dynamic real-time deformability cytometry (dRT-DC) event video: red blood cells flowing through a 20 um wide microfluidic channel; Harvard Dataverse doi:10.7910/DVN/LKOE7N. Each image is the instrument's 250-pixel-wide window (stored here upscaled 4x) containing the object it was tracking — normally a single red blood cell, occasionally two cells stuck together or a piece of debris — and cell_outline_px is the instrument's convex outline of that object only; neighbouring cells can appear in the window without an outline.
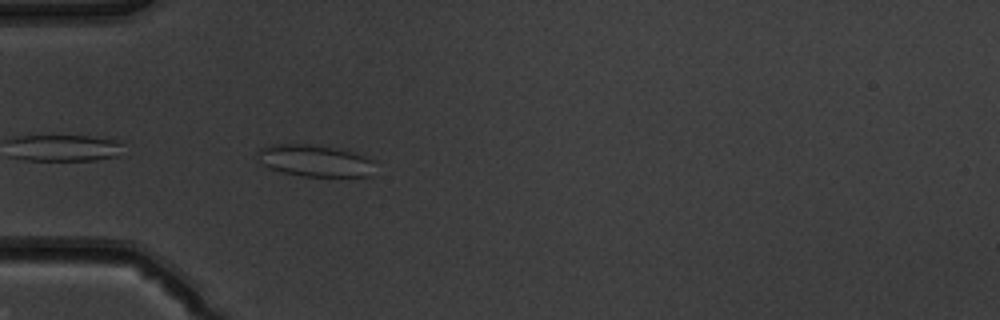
{"species": "common noctule bat (a hibernating species)", "species_latin": "Nyctalus noctula", "temperature_condition": "warm", "stored_images_in_passage": 13, "camera_frame_rate_fps": 3000, "um_per_image_px": 0.085, "animal": {"sex": "male", "body_mass_g": 19.5, "forearm_length_mm": 54.6}, "frame": {"image": 1, "passage_image": 3, "time_ms": 0.667, "image_size_px": [1000, 320], "cell_outline_px": [[372, 176], [304, 176], [284, 172], [268, 168], [256, 156], [260, 148], [268, 144], [308, 144], [336, 148], [352, 152], [364, 156], [372, 160]], "centroid_in_image_um": [26.72, 13.65], "position_along_channel_um": 58.3, "area_um2": 21.5}}
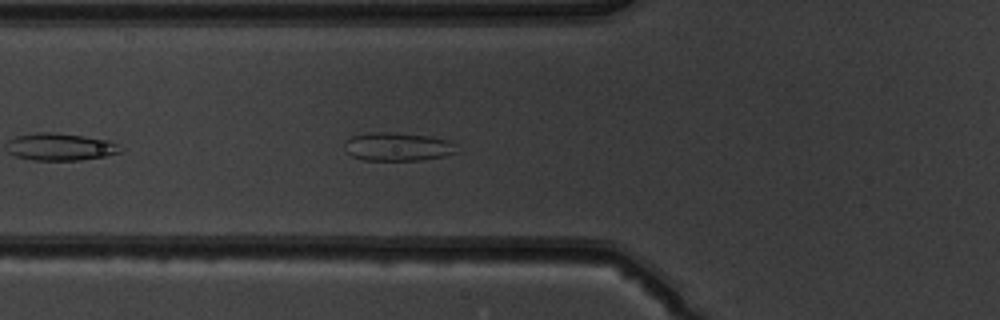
{"frame": {"image": 2, "passage_image": 6, "time_ms": 1.667, "image_size_px": [1000, 320], "cell_outline_px": [[456, 152], [444, 156], [420, 160], [364, 160], [352, 156], [348, 152], [344, 144], [344, 140], [352, 136], [368, 132], [384, 132], [428, 136], [448, 140]], "centroid_in_image_um": [33.72, 12.47], "position_along_channel_um": 92.1, "area_um2": 18.21}}
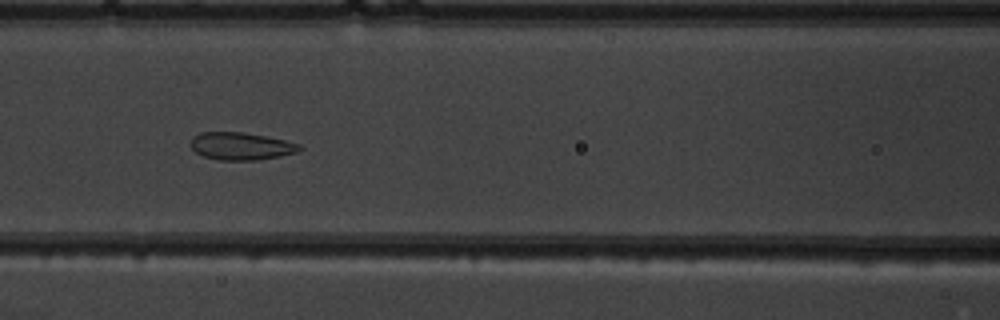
{"frame": {"image": 3, "passage_image": 10, "time_ms": 3.0, "image_size_px": [1000, 320], "cell_outline_px": [[304, 148], [300, 152], [280, 156], [256, 160], [220, 160], [204, 156], [196, 152], [192, 148], [192, 136], [200, 132], [244, 132], [284, 140], [300, 144]], "centroid_in_image_um": [20.53, 12.42], "position_along_channel_um": 146.1, "area_um2": 17.46}}